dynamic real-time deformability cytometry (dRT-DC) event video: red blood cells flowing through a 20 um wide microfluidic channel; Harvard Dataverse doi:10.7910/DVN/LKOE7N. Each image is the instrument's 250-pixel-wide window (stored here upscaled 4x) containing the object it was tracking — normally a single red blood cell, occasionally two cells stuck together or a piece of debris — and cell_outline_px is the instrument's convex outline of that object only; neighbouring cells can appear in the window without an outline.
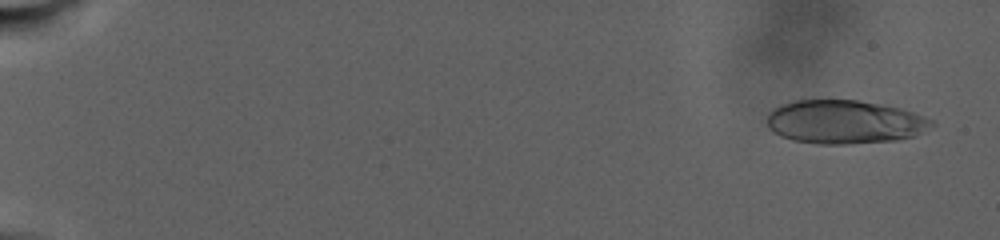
{"species": "human", "species_latin": "Homo sapiens", "temperature_condition": "warm", "stored_images_in_passage": 82, "camera_frame_rate_fps": 3000, "um_per_image_px": 0.085, "donor": {"sex": "male"}, "frame": {"image": 1, "passage_image": 4, "time_ms": 1.333, "image_size_px": [1000, 240], "cell_outline_px": [[936, 124], [912, 136], [900, 140], [848, 144], [816, 144], [792, 140], [780, 136], [772, 132], [768, 128], [768, 112], [772, 108], [780, 104], [792, 100], [860, 100], [884, 104], [900, 108], [924, 116], [932, 120]], "centroid_in_image_um": [71.75, 10.36], "position_along_channel_um": 13.3, "area_um2": 42.25}}
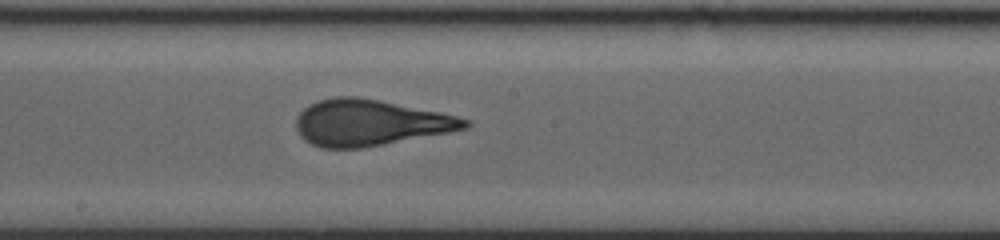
{"frame": {"image": 2, "passage_image": 47, "time_ms": 18.667, "image_size_px": [1000, 240], "cell_outline_px": [[472, 124], [468, 128], [448, 132], [384, 144], [360, 148], [320, 148], [304, 140], [300, 136], [296, 128], [296, 116], [308, 104], [320, 100], [336, 96], [356, 96], [440, 112], [472, 120]], "centroid_in_image_um": [31.42, 10.43], "position_along_channel_um": 216.8, "area_um2": 45.26}}
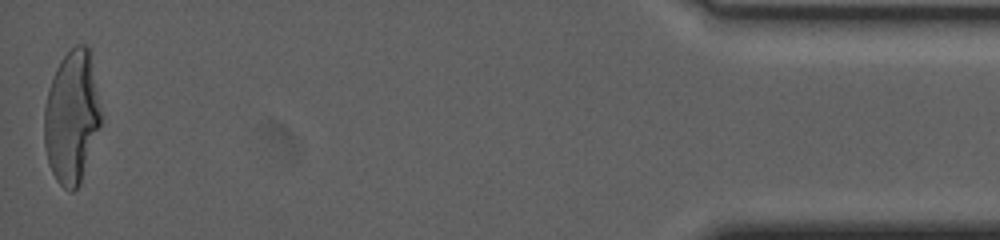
{"frame": {"image": 3, "passage_image": 81, "time_ms": 31.333, "image_size_px": [1000, 240], "cell_outline_px": [[104, 116], [80, 184], [72, 192], [68, 192], [56, 180], [48, 164], [44, 148], [44, 108], [48, 88], [56, 68], [60, 60], [76, 44], [84, 44], [88, 48]], "centroid_in_image_um": [6.11, 9.97], "position_along_channel_um": 429.1, "area_um2": 44.45}, "authors_computed_cell_mechanics": {"area_um2": 43.9569, "velocity_mm_per_s": 2.2689, "shape_relaxation_time_tau1_ms": 10.5439, "shape_relaxation_time_tau2_ms": null, "deformation_change_tau1": 0.2823, "deformation_change_tau2": null}}